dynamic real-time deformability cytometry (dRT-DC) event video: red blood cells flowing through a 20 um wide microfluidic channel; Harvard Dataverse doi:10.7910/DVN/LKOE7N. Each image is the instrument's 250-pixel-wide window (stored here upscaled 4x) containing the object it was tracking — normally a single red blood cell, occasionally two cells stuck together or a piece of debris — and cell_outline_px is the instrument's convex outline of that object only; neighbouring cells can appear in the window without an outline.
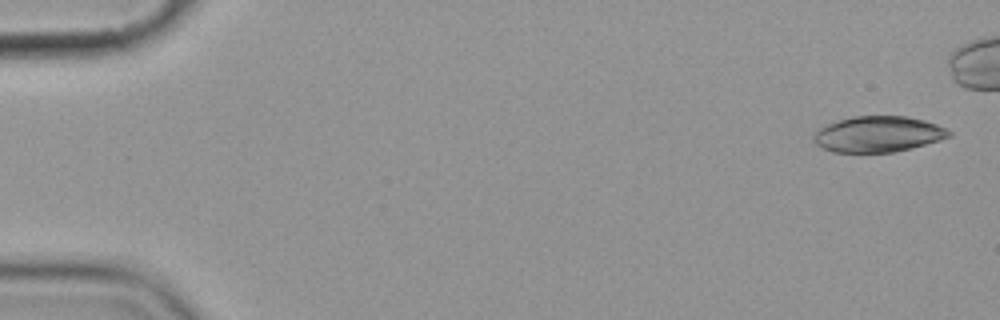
{"species": "common noctule bat (a hibernating species)", "species_latin": "Nyctalus noctula", "temperature_condition": "cold", "stored_images_in_passage": 6, "camera_frame_rate_fps": 3000, "um_per_image_px": 0.085, "animal": {"sex": "female", "body_mass_g": 19.9}, "frame": {"image": 1, "passage_image": 1, "time_ms": 0.0, "image_size_px": [1000, 320], "cell_outline_px": [[952, 136], [940, 140], [912, 148], [892, 152], [832, 152], [816, 144], [812, 140], [812, 136], [816, 128], [852, 116], [908, 116], [924, 120], [936, 124], [952, 132]], "centroid_in_image_um": [74.62, 11.4], "position_along_channel_um": 10.4, "area_um2": 28.38}}